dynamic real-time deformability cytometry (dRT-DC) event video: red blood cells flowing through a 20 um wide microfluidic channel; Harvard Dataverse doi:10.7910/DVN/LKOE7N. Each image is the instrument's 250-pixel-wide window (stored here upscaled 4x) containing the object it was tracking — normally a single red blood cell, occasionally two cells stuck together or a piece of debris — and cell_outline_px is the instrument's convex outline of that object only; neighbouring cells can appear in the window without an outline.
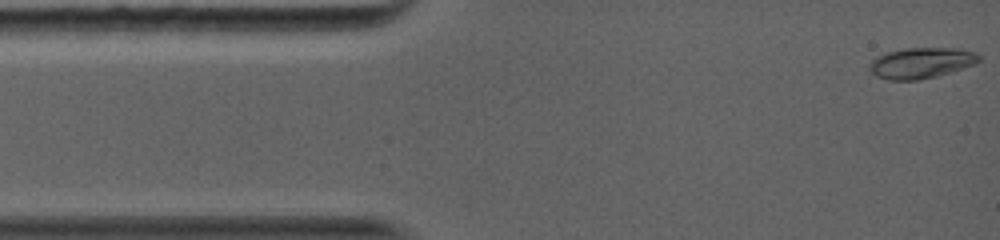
{"species": "common noctule bat (a hibernating species)", "species_latin": "Nyctalus noctula", "temperature_condition": "warm", "stored_images_in_passage": 27, "camera_frame_rate_fps": 5000, "um_per_image_px": 0.085, "animal": {"sex": "female", "body_mass_g": 19.0, "forearm_length_mm": 56.7}, "frame": {"image": 1, "passage_image": 1, "time_ms": 0.0, "image_size_px": [1000, 240], "cell_outline_px": [[980, 60], [976, 64], [936, 76], [920, 80], [888, 80], [876, 76], [868, 68], [868, 64], [876, 56], [888, 52], [908, 48], [960, 48], [976, 52], [980, 56]], "centroid_in_image_um": [78.3, 5.35], "position_along_channel_um": 6.7, "area_um2": 19.71}}
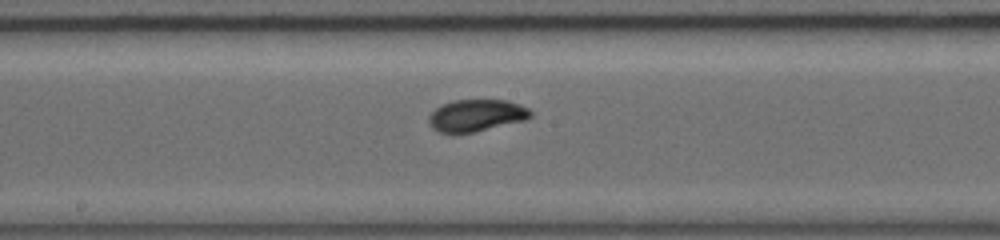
{"frame": {"image": 2, "passage_image": 11, "time_ms": 6.6, "image_size_px": [1000, 240], "cell_outline_px": [[532, 116], [524, 120], [476, 132], [440, 132], [432, 128], [428, 120], [428, 116], [436, 108], [452, 100], [508, 100], [520, 104], [528, 108], [532, 112]], "centroid_in_image_um": [40.51, 9.8], "position_along_channel_um": 207.7, "area_um2": 18.84}}
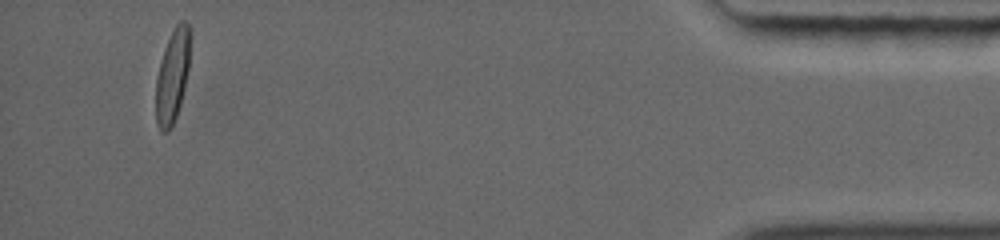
{"frame": {"image": 3, "passage_image": 26, "time_ms": 13.8, "image_size_px": [1000, 240], "cell_outline_px": [[188, 68], [184, 88], [180, 104], [172, 128], [168, 132], [160, 132], [156, 124], [156, 76], [160, 60], [164, 48], [176, 24], [180, 20], [184, 20], [188, 24]], "centroid_in_image_um": [14.61, 6.54], "position_along_channel_um": 420.6, "area_um2": 18.32}, "authors_computed_cell_mechanics": {"area_um2": 18.496, "velocity_mm_per_s": 4.1975, "shape_relaxation_time_tau1_ms": 5.796, "shape_relaxation_time_tau2_ms": null, "deformation_change_tau1": 0.1994, "deformation_change_tau2": null}}